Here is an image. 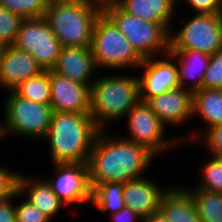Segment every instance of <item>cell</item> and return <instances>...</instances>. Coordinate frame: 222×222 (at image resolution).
Returning <instances> with one entry per match:
<instances>
[{
	"mask_svg": "<svg viewBox=\"0 0 222 222\" xmlns=\"http://www.w3.org/2000/svg\"><path fill=\"white\" fill-rule=\"evenodd\" d=\"M102 6L108 5V4H115L119 0H97Z\"/></svg>",
	"mask_w": 222,
	"mask_h": 222,
	"instance_id": "obj_37",
	"label": "cell"
},
{
	"mask_svg": "<svg viewBox=\"0 0 222 222\" xmlns=\"http://www.w3.org/2000/svg\"><path fill=\"white\" fill-rule=\"evenodd\" d=\"M16 222H50L51 220L38 210L29 201H23L15 205Z\"/></svg>",
	"mask_w": 222,
	"mask_h": 222,
	"instance_id": "obj_31",
	"label": "cell"
},
{
	"mask_svg": "<svg viewBox=\"0 0 222 222\" xmlns=\"http://www.w3.org/2000/svg\"><path fill=\"white\" fill-rule=\"evenodd\" d=\"M2 49H3V46L0 44V55H1Z\"/></svg>",
	"mask_w": 222,
	"mask_h": 222,
	"instance_id": "obj_40",
	"label": "cell"
},
{
	"mask_svg": "<svg viewBox=\"0 0 222 222\" xmlns=\"http://www.w3.org/2000/svg\"><path fill=\"white\" fill-rule=\"evenodd\" d=\"M12 91L21 98L42 104H50L51 86L49 70L23 81Z\"/></svg>",
	"mask_w": 222,
	"mask_h": 222,
	"instance_id": "obj_25",
	"label": "cell"
},
{
	"mask_svg": "<svg viewBox=\"0 0 222 222\" xmlns=\"http://www.w3.org/2000/svg\"><path fill=\"white\" fill-rule=\"evenodd\" d=\"M115 4L125 13L145 21L166 24L170 29L174 25L177 4L173 0H119Z\"/></svg>",
	"mask_w": 222,
	"mask_h": 222,
	"instance_id": "obj_21",
	"label": "cell"
},
{
	"mask_svg": "<svg viewBox=\"0 0 222 222\" xmlns=\"http://www.w3.org/2000/svg\"><path fill=\"white\" fill-rule=\"evenodd\" d=\"M7 93L1 109L3 117L0 123V141L13 135L27 138L30 142L42 141L47 135L53 115L50 104L21 98L13 91Z\"/></svg>",
	"mask_w": 222,
	"mask_h": 222,
	"instance_id": "obj_5",
	"label": "cell"
},
{
	"mask_svg": "<svg viewBox=\"0 0 222 222\" xmlns=\"http://www.w3.org/2000/svg\"><path fill=\"white\" fill-rule=\"evenodd\" d=\"M168 53L177 64L179 87L190 91L192 94L202 89L210 55L191 49L169 48Z\"/></svg>",
	"mask_w": 222,
	"mask_h": 222,
	"instance_id": "obj_19",
	"label": "cell"
},
{
	"mask_svg": "<svg viewBox=\"0 0 222 222\" xmlns=\"http://www.w3.org/2000/svg\"><path fill=\"white\" fill-rule=\"evenodd\" d=\"M110 220L111 222H142V218L126 206L120 211L110 215Z\"/></svg>",
	"mask_w": 222,
	"mask_h": 222,
	"instance_id": "obj_35",
	"label": "cell"
},
{
	"mask_svg": "<svg viewBox=\"0 0 222 222\" xmlns=\"http://www.w3.org/2000/svg\"><path fill=\"white\" fill-rule=\"evenodd\" d=\"M18 197L20 193L17 191L12 197L0 200V222H16L14 200Z\"/></svg>",
	"mask_w": 222,
	"mask_h": 222,
	"instance_id": "obj_34",
	"label": "cell"
},
{
	"mask_svg": "<svg viewBox=\"0 0 222 222\" xmlns=\"http://www.w3.org/2000/svg\"><path fill=\"white\" fill-rule=\"evenodd\" d=\"M90 113L53 112L46 137L50 163H87L99 133Z\"/></svg>",
	"mask_w": 222,
	"mask_h": 222,
	"instance_id": "obj_2",
	"label": "cell"
},
{
	"mask_svg": "<svg viewBox=\"0 0 222 222\" xmlns=\"http://www.w3.org/2000/svg\"><path fill=\"white\" fill-rule=\"evenodd\" d=\"M177 5L179 4L180 5V3H183V2H180L181 0H173Z\"/></svg>",
	"mask_w": 222,
	"mask_h": 222,
	"instance_id": "obj_39",
	"label": "cell"
},
{
	"mask_svg": "<svg viewBox=\"0 0 222 222\" xmlns=\"http://www.w3.org/2000/svg\"><path fill=\"white\" fill-rule=\"evenodd\" d=\"M173 185L162 196L159 211L169 222H201L190 194L183 186Z\"/></svg>",
	"mask_w": 222,
	"mask_h": 222,
	"instance_id": "obj_22",
	"label": "cell"
},
{
	"mask_svg": "<svg viewBox=\"0 0 222 222\" xmlns=\"http://www.w3.org/2000/svg\"><path fill=\"white\" fill-rule=\"evenodd\" d=\"M52 71L87 86H91L96 80V73H99L94 63L91 46L62 47Z\"/></svg>",
	"mask_w": 222,
	"mask_h": 222,
	"instance_id": "obj_17",
	"label": "cell"
},
{
	"mask_svg": "<svg viewBox=\"0 0 222 222\" xmlns=\"http://www.w3.org/2000/svg\"><path fill=\"white\" fill-rule=\"evenodd\" d=\"M193 14H220L222 12V0H183ZM189 5V6H188Z\"/></svg>",
	"mask_w": 222,
	"mask_h": 222,
	"instance_id": "obj_33",
	"label": "cell"
},
{
	"mask_svg": "<svg viewBox=\"0 0 222 222\" xmlns=\"http://www.w3.org/2000/svg\"><path fill=\"white\" fill-rule=\"evenodd\" d=\"M196 143L203 144L210 156L222 157V125L209 128Z\"/></svg>",
	"mask_w": 222,
	"mask_h": 222,
	"instance_id": "obj_30",
	"label": "cell"
},
{
	"mask_svg": "<svg viewBox=\"0 0 222 222\" xmlns=\"http://www.w3.org/2000/svg\"><path fill=\"white\" fill-rule=\"evenodd\" d=\"M43 71L28 51L14 45L3 47L0 55V87L5 91H12L23 81Z\"/></svg>",
	"mask_w": 222,
	"mask_h": 222,
	"instance_id": "obj_15",
	"label": "cell"
},
{
	"mask_svg": "<svg viewBox=\"0 0 222 222\" xmlns=\"http://www.w3.org/2000/svg\"><path fill=\"white\" fill-rule=\"evenodd\" d=\"M102 11L97 0H73L48 4L44 17L62 47H86Z\"/></svg>",
	"mask_w": 222,
	"mask_h": 222,
	"instance_id": "obj_4",
	"label": "cell"
},
{
	"mask_svg": "<svg viewBox=\"0 0 222 222\" xmlns=\"http://www.w3.org/2000/svg\"><path fill=\"white\" fill-rule=\"evenodd\" d=\"M50 106L53 112L90 113V86L49 70Z\"/></svg>",
	"mask_w": 222,
	"mask_h": 222,
	"instance_id": "obj_14",
	"label": "cell"
},
{
	"mask_svg": "<svg viewBox=\"0 0 222 222\" xmlns=\"http://www.w3.org/2000/svg\"><path fill=\"white\" fill-rule=\"evenodd\" d=\"M142 222H169L160 211L152 213L148 217L142 219Z\"/></svg>",
	"mask_w": 222,
	"mask_h": 222,
	"instance_id": "obj_36",
	"label": "cell"
},
{
	"mask_svg": "<svg viewBox=\"0 0 222 222\" xmlns=\"http://www.w3.org/2000/svg\"><path fill=\"white\" fill-rule=\"evenodd\" d=\"M192 117L202 119L205 126L178 135L182 146L195 143L209 128L222 125V89H200L193 93ZM202 128V129H201ZM186 143V144H185ZM185 144V145H184Z\"/></svg>",
	"mask_w": 222,
	"mask_h": 222,
	"instance_id": "obj_16",
	"label": "cell"
},
{
	"mask_svg": "<svg viewBox=\"0 0 222 222\" xmlns=\"http://www.w3.org/2000/svg\"><path fill=\"white\" fill-rule=\"evenodd\" d=\"M111 134L108 130L99 131L90 151L87 165L91 188L143 177L153 160L158 158L145 146L126 140L115 132Z\"/></svg>",
	"mask_w": 222,
	"mask_h": 222,
	"instance_id": "obj_1",
	"label": "cell"
},
{
	"mask_svg": "<svg viewBox=\"0 0 222 222\" xmlns=\"http://www.w3.org/2000/svg\"><path fill=\"white\" fill-rule=\"evenodd\" d=\"M204 89H222V50L210 55L203 79Z\"/></svg>",
	"mask_w": 222,
	"mask_h": 222,
	"instance_id": "obj_29",
	"label": "cell"
},
{
	"mask_svg": "<svg viewBox=\"0 0 222 222\" xmlns=\"http://www.w3.org/2000/svg\"><path fill=\"white\" fill-rule=\"evenodd\" d=\"M111 74L96 76L90 86V114L100 131L109 124L125 120L128 112L140 101L137 75ZM109 75V76H108Z\"/></svg>",
	"mask_w": 222,
	"mask_h": 222,
	"instance_id": "obj_3",
	"label": "cell"
},
{
	"mask_svg": "<svg viewBox=\"0 0 222 222\" xmlns=\"http://www.w3.org/2000/svg\"><path fill=\"white\" fill-rule=\"evenodd\" d=\"M48 4L51 3H59V2H66V1H73V0H46Z\"/></svg>",
	"mask_w": 222,
	"mask_h": 222,
	"instance_id": "obj_38",
	"label": "cell"
},
{
	"mask_svg": "<svg viewBox=\"0 0 222 222\" xmlns=\"http://www.w3.org/2000/svg\"><path fill=\"white\" fill-rule=\"evenodd\" d=\"M91 50L97 70L102 69L100 72L138 70L144 60L103 11L94 24Z\"/></svg>",
	"mask_w": 222,
	"mask_h": 222,
	"instance_id": "obj_6",
	"label": "cell"
},
{
	"mask_svg": "<svg viewBox=\"0 0 222 222\" xmlns=\"http://www.w3.org/2000/svg\"><path fill=\"white\" fill-rule=\"evenodd\" d=\"M22 19L0 5V44L14 45Z\"/></svg>",
	"mask_w": 222,
	"mask_h": 222,
	"instance_id": "obj_28",
	"label": "cell"
},
{
	"mask_svg": "<svg viewBox=\"0 0 222 222\" xmlns=\"http://www.w3.org/2000/svg\"><path fill=\"white\" fill-rule=\"evenodd\" d=\"M123 186L124 183L121 182L94 185L91 188L90 205L98 208L100 212H109L110 215L120 211L125 207Z\"/></svg>",
	"mask_w": 222,
	"mask_h": 222,
	"instance_id": "obj_23",
	"label": "cell"
},
{
	"mask_svg": "<svg viewBox=\"0 0 222 222\" xmlns=\"http://www.w3.org/2000/svg\"><path fill=\"white\" fill-rule=\"evenodd\" d=\"M103 12L115 23L143 59L168 53L171 29L166 24L153 23L131 16L116 4L103 6Z\"/></svg>",
	"mask_w": 222,
	"mask_h": 222,
	"instance_id": "obj_7",
	"label": "cell"
},
{
	"mask_svg": "<svg viewBox=\"0 0 222 222\" xmlns=\"http://www.w3.org/2000/svg\"><path fill=\"white\" fill-rule=\"evenodd\" d=\"M127 123L128 137L122 136L126 140L145 146L156 156L166 154L170 148L182 145L178 136H165L167 127L159 120L145 101H139L125 116Z\"/></svg>",
	"mask_w": 222,
	"mask_h": 222,
	"instance_id": "obj_8",
	"label": "cell"
},
{
	"mask_svg": "<svg viewBox=\"0 0 222 222\" xmlns=\"http://www.w3.org/2000/svg\"><path fill=\"white\" fill-rule=\"evenodd\" d=\"M193 199L201 222H222V193L185 189Z\"/></svg>",
	"mask_w": 222,
	"mask_h": 222,
	"instance_id": "obj_24",
	"label": "cell"
},
{
	"mask_svg": "<svg viewBox=\"0 0 222 222\" xmlns=\"http://www.w3.org/2000/svg\"><path fill=\"white\" fill-rule=\"evenodd\" d=\"M0 5L22 20L43 17L48 7L46 0H0Z\"/></svg>",
	"mask_w": 222,
	"mask_h": 222,
	"instance_id": "obj_27",
	"label": "cell"
},
{
	"mask_svg": "<svg viewBox=\"0 0 222 222\" xmlns=\"http://www.w3.org/2000/svg\"><path fill=\"white\" fill-rule=\"evenodd\" d=\"M19 198H25L50 220L65 207L59 198L54 194L50 184L44 176L38 178L19 173L18 177Z\"/></svg>",
	"mask_w": 222,
	"mask_h": 222,
	"instance_id": "obj_20",
	"label": "cell"
},
{
	"mask_svg": "<svg viewBox=\"0 0 222 222\" xmlns=\"http://www.w3.org/2000/svg\"><path fill=\"white\" fill-rule=\"evenodd\" d=\"M19 173L0 165V200L12 197L18 191Z\"/></svg>",
	"mask_w": 222,
	"mask_h": 222,
	"instance_id": "obj_32",
	"label": "cell"
},
{
	"mask_svg": "<svg viewBox=\"0 0 222 222\" xmlns=\"http://www.w3.org/2000/svg\"><path fill=\"white\" fill-rule=\"evenodd\" d=\"M14 46L28 51L44 71L55 67L62 49L44 16L22 20Z\"/></svg>",
	"mask_w": 222,
	"mask_h": 222,
	"instance_id": "obj_10",
	"label": "cell"
},
{
	"mask_svg": "<svg viewBox=\"0 0 222 222\" xmlns=\"http://www.w3.org/2000/svg\"><path fill=\"white\" fill-rule=\"evenodd\" d=\"M203 167L199 168L200 181L194 188L186 185L184 189H203L205 191L220 192L222 193V157L211 156L203 163Z\"/></svg>",
	"mask_w": 222,
	"mask_h": 222,
	"instance_id": "obj_26",
	"label": "cell"
},
{
	"mask_svg": "<svg viewBox=\"0 0 222 222\" xmlns=\"http://www.w3.org/2000/svg\"><path fill=\"white\" fill-rule=\"evenodd\" d=\"M191 16L177 31L171 28L169 48L191 49L208 55L222 50L221 15L199 13Z\"/></svg>",
	"mask_w": 222,
	"mask_h": 222,
	"instance_id": "obj_9",
	"label": "cell"
},
{
	"mask_svg": "<svg viewBox=\"0 0 222 222\" xmlns=\"http://www.w3.org/2000/svg\"><path fill=\"white\" fill-rule=\"evenodd\" d=\"M150 177L129 180L123 186V198L126 207L131 208L142 219L159 211L160 200L172 185L158 186ZM165 187V188H164Z\"/></svg>",
	"mask_w": 222,
	"mask_h": 222,
	"instance_id": "obj_18",
	"label": "cell"
},
{
	"mask_svg": "<svg viewBox=\"0 0 222 222\" xmlns=\"http://www.w3.org/2000/svg\"><path fill=\"white\" fill-rule=\"evenodd\" d=\"M145 102L166 127L179 128L193 119V94L183 88L165 91L148 98Z\"/></svg>",
	"mask_w": 222,
	"mask_h": 222,
	"instance_id": "obj_13",
	"label": "cell"
},
{
	"mask_svg": "<svg viewBox=\"0 0 222 222\" xmlns=\"http://www.w3.org/2000/svg\"><path fill=\"white\" fill-rule=\"evenodd\" d=\"M139 69L142 71L137 75L141 101L179 87L177 64L169 53L144 59Z\"/></svg>",
	"mask_w": 222,
	"mask_h": 222,
	"instance_id": "obj_12",
	"label": "cell"
},
{
	"mask_svg": "<svg viewBox=\"0 0 222 222\" xmlns=\"http://www.w3.org/2000/svg\"><path fill=\"white\" fill-rule=\"evenodd\" d=\"M52 166V178L45 179L64 206L90 204L91 187L87 163H55Z\"/></svg>",
	"mask_w": 222,
	"mask_h": 222,
	"instance_id": "obj_11",
	"label": "cell"
}]
</instances>
